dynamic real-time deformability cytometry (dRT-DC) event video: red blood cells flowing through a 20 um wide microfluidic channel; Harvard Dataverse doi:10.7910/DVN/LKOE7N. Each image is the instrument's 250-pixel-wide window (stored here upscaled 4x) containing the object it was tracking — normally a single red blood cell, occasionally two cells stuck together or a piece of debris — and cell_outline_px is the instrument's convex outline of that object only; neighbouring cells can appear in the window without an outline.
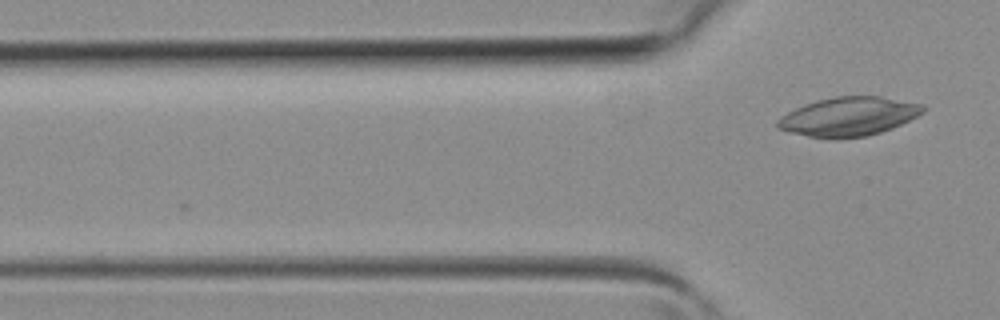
{"species": "common noctule bat (a hibernating species)", "species_latin": "Nyctalus noctula", "temperature_condition": "room temperature", "stored_images_in_passage": 3, "camera_frame_rate_fps": 3000, "um_per_image_px": 0.085, "animal": {"sex": "female", "body_mass_g": 19.3, "forearm_length_mm": 54.1}, "frame": {"image": 1, "passage_image": 3, "time_ms": 0.667, "image_size_px": [1000, 320], "cell_outline_px": [[924, 112], [892, 128], [880, 132], [864, 136], [808, 136], [776, 128], [776, 120], [780, 116], [804, 104], [816, 100], [832, 96], [880, 96], [924, 104]], "centroid_in_image_um": [72.13, 9.86], "position_along_channel_um": 53.7, "area_um2": 32.31}}